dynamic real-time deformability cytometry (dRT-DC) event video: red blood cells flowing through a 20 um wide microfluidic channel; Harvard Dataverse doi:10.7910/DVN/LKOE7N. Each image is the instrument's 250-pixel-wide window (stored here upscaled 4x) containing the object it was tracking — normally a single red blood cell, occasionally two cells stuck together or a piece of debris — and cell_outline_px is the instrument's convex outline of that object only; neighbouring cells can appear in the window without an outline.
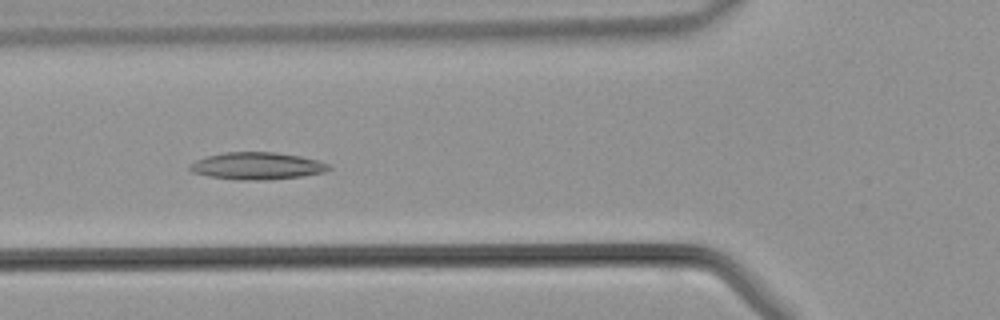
{"species": "common noctule bat (a hibernating species)", "species_latin": "Nyctalus noctula", "temperature_condition": "warm", "stored_images_in_passage": 32, "camera_frame_rate_fps": 3000, "um_per_image_px": 0.085, "animal": {"sex": "male", "body_mass_g": 21.5, "forearm_length_mm": 52.0}, "frame": {"image": 1, "passage_image": 4, "time_ms": 1.0, "image_size_px": [1000, 320], "cell_outline_px": [[332, 168], [324, 172], [300, 176], [264, 180], [236, 180], [208, 176], [192, 172], [188, 168], [196, 160], [208, 156], [224, 152], [276, 152], [300, 156], [316, 160], [328, 164]], "centroid_in_image_um": [21.83, 14.1], "position_along_channel_um": 104.0, "area_um2": 21.85}}
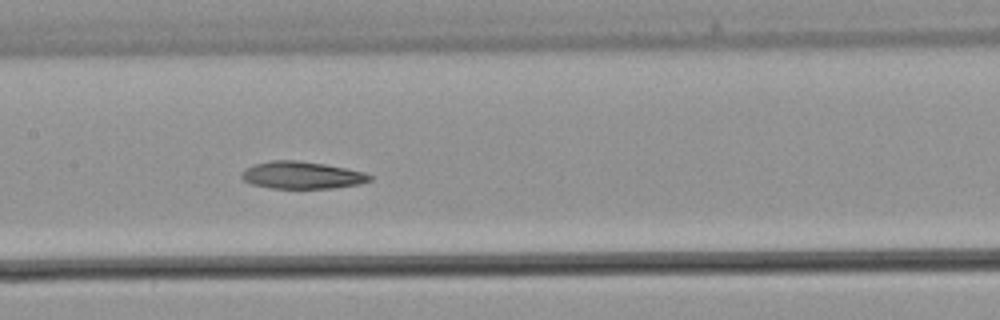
{"frame": {"image": 2, "passage_image": 9, "time_ms": 2.667, "image_size_px": [1000, 320], "cell_outline_px": [[372, 180], [360, 184], [332, 188], [272, 188], [252, 184], [244, 180], [240, 176], [244, 168], [252, 164], [272, 160], [296, 160], [324, 164], [364, 172], [372, 176]], "centroid_in_image_um": [25.63, 14.88], "position_along_channel_um": 181.8, "area_um2": 20.35}}
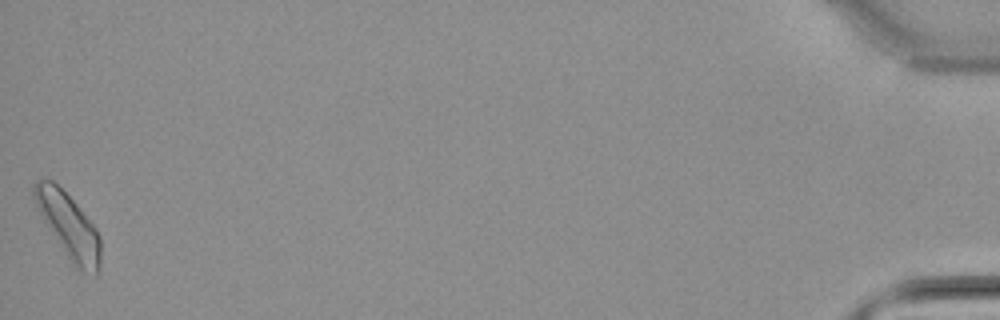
{"frame": {"image": 3, "passage_image": 32, "time_ms": 10.333, "image_size_px": [1000, 320], "cell_outline_px": [[100, 264], [96, 276], [72, 268], [44, 220], [32, 196], [32, 184], [36, 180], [52, 180], [76, 204], [96, 228], [100, 236]], "centroid_in_image_um": [5.83, 19.26], "position_along_channel_um": 429.4, "area_um2": 25.09}}